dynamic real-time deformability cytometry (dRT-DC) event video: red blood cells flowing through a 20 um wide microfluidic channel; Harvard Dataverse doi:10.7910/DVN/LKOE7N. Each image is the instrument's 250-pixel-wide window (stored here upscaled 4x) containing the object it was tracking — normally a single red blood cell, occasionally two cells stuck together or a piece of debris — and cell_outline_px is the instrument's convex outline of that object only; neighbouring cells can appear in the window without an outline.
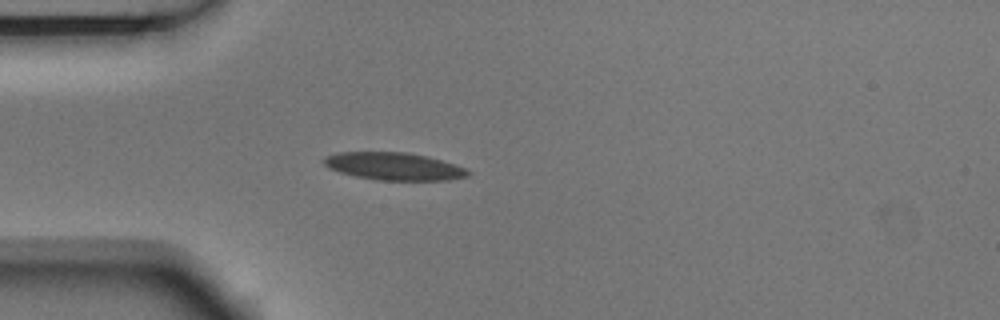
{"species": "Egyptian fruit bat (a non-hibernating species)", "species_latin": "Rousettus aegyptiacus", "temperature_condition": "room temperature", "stored_images_in_passage": 4, "camera_frame_rate_fps": 3000, "um_per_image_px": 0.085, "animal": {"sex": "male"}, "frame": {"image": 1, "passage_image": 4, "time_ms": 1.0, "image_size_px": [1000, 320], "cell_outline_px": [[472, 172], [468, 176], [448, 180], [376, 180], [356, 176], [340, 172], [328, 168], [320, 160], [324, 156], [340, 152], [408, 152], [440, 160], [464, 168]], "centroid_in_image_um": [33.42, 14.13], "position_along_channel_um": 51.6, "area_um2": 23.06}}